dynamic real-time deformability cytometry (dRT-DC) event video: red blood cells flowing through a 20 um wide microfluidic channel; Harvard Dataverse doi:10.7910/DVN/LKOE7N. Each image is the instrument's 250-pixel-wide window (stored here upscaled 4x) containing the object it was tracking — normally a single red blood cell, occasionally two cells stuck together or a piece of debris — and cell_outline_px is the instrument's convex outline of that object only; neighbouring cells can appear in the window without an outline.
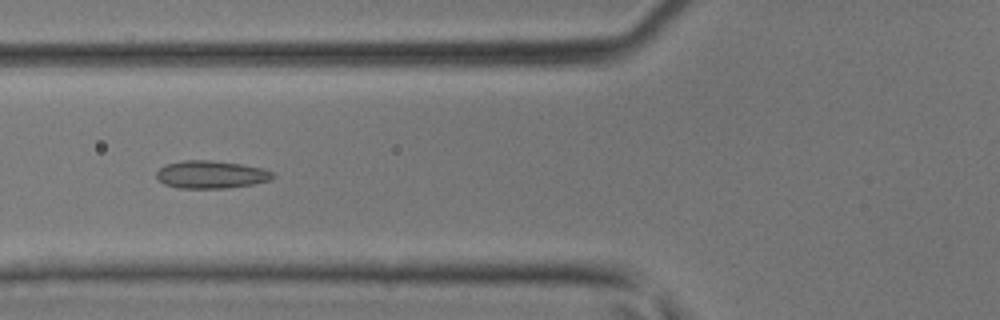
{"species": "common noctule bat (a hibernating species)", "species_latin": "Nyctalus noctula", "temperature_condition": "room temperature", "stored_images_in_passage": 43, "camera_frame_rate_fps": 3000, "um_per_image_px": 0.085, "animal": {"sex": "male", "body_mass_g": 17.9, "forearm_length_mm": 54.2}, "frame": {"image": 1, "passage_image": 16, "time_ms": 5.0, "image_size_px": [1000, 320], "cell_outline_px": [[276, 176], [268, 180], [252, 184], [228, 188], [180, 188], [164, 184], [156, 176], [156, 172], [164, 164], [184, 160], [212, 160], [244, 164], [264, 168], [272, 172]], "centroid_in_image_um": [17.94, 14.82], "position_along_channel_um": 107.9, "area_um2": 18.9}}
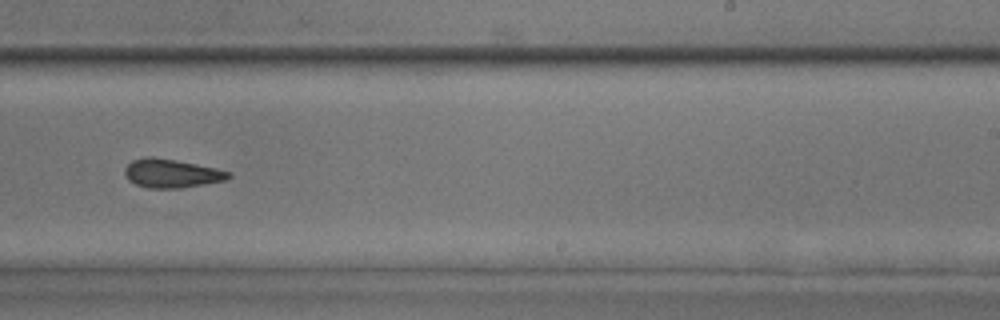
{"frame": {"image": 2, "passage_image": 27, "time_ms": 8.667, "image_size_px": [1000, 320], "cell_outline_px": [[232, 176], [224, 180], [180, 188], [148, 188], [136, 184], [128, 180], [124, 172], [124, 168], [132, 160], [144, 156], [152, 156], [176, 160], [216, 168], [232, 172]], "centroid_in_image_um": [14.55, 14.72], "position_along_channel_um": 274.4, "area_um2": 17.34}}
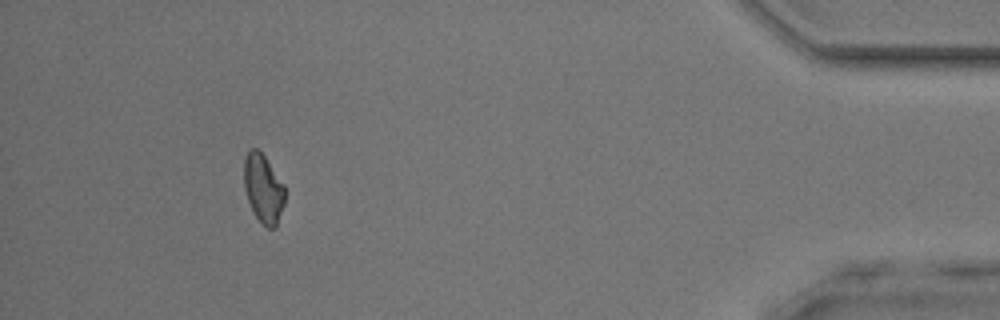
{"frame": {"image": 3, "passage_image": 40, "time_ms": 13.0, "image_size_px": [1000, 320], "cell_outline_px": [[284, 204], [276, 228], [268, 228], [256, 216], [248, 200], [244, 188], [244, 156], [248, 148], [256, 148], [264, 156], [284, 184]], "centroid_in_image_um": [22.37, 16.0], "position_along_channel_um": 412.8, "area_um2": 16.24}}